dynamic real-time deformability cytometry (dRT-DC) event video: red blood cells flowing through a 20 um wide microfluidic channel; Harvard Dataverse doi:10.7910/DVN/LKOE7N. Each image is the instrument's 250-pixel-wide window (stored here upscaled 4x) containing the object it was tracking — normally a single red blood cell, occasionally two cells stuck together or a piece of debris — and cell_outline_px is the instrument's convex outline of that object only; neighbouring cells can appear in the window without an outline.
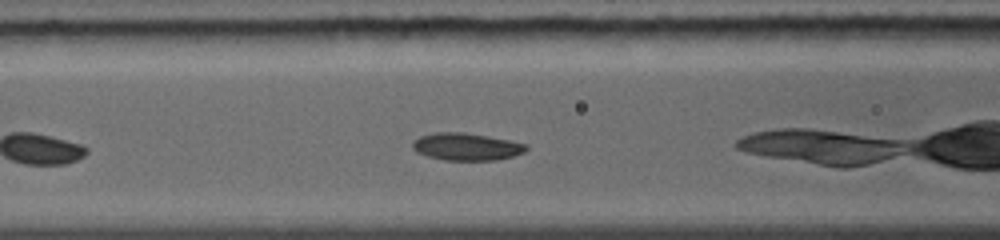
{"species": "common noctule bat (a hibernating species)", "species_latin": "Nyctalus noctula", "temperature_condition": "warm", "stored_images_in_passage": 6, "camera_frame_rate_fps": 5000, "um_per_image_px": 0.085, "animal": {"sex": "female", "body_mass_g": 19.0, "forearm_length_mm": 56.7}, "frame": {"image": 1, "passage_image": 4, "time_ms": 1.6, "image_size_px": [1000, 240], "cell_outline_px": [[528, 148], [524, 152], [512, 156], [496, 160], [444, 160], [428, 156], [416, 152], [412, 148], [412, 144], [420, 136], [436, 132], [464, 132], [508, 140], [528, 144]], "centroid_in_image_um": [39.65, 12.47], "position_along_channel_um": 127.0, "area_um2": 17.98}}